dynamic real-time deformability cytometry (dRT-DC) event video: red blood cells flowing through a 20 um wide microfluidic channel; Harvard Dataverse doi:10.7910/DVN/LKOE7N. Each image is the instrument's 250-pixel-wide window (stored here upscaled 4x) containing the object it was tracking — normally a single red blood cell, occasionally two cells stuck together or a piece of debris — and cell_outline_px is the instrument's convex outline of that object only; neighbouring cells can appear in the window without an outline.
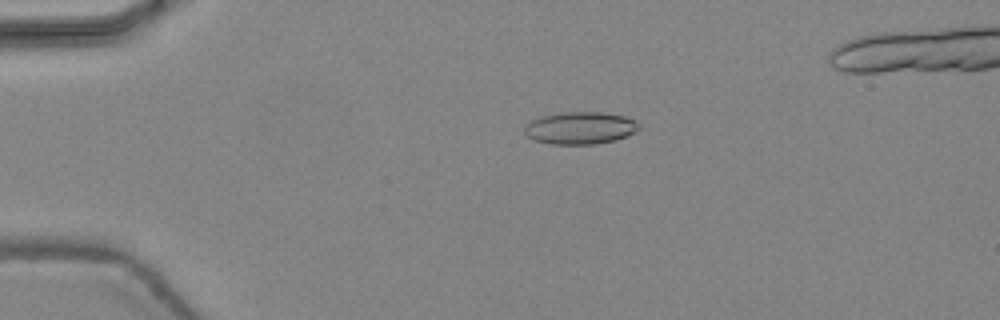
{"species": "common noctule bat (a hibernating species)", "species_latin": "Nyctalus noctula", "temperature_condition": "warm", "stored_images_in_passage": 46, "camera_frame_rate_fps": 3000, "um_per_image_px": 0.085, "animal": {"sex": "female", "body_mass_g": 24.6, "forearm_length_mm": 56.2}, "frame": {"image": 1, "passage_image": 11, "time_ms": 3.333, "image_size_px": [1000, 320], "cell_outline_px": [[640, 128], [636, 132], [628, 136], [616, 140], [596, 144], [548, 144], [532, 140], [524, 132], [524, 124], [540, 116], [560, 112], [604, 112], [624, 116], [636, 120], [640, 124]], "centroid_in_image_um": [49.32, 10.88], "position_along_channel_um": 35.7, "area_um2": 22.02}}
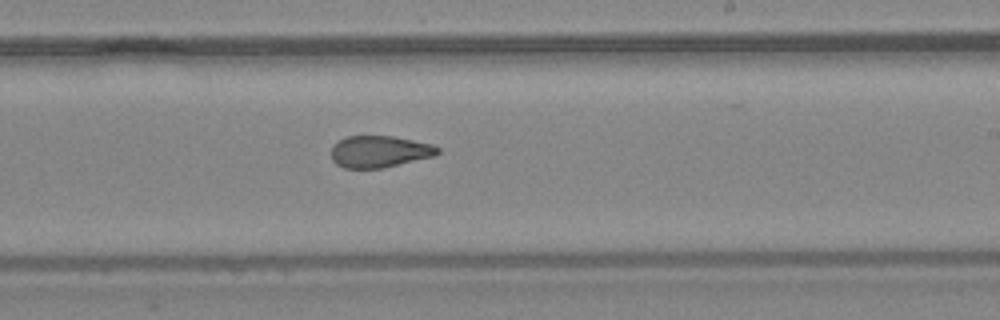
{"frame": {"image": 2, "passage_image": 29, "time_ms": 9.333, "image_size_px": [1000, 320], "cell_outline_px": [[440, 152], [436, 156], [384, 168], [344, 168], [336, 164], [332, 160], [332, 144], [348, 136], [392, 136], [432, 144], [440, 148]], "centroid_in_image_um": [32.28, 12.89], "position_along_channel_um": 256.7, "area_um2": 19.83}}
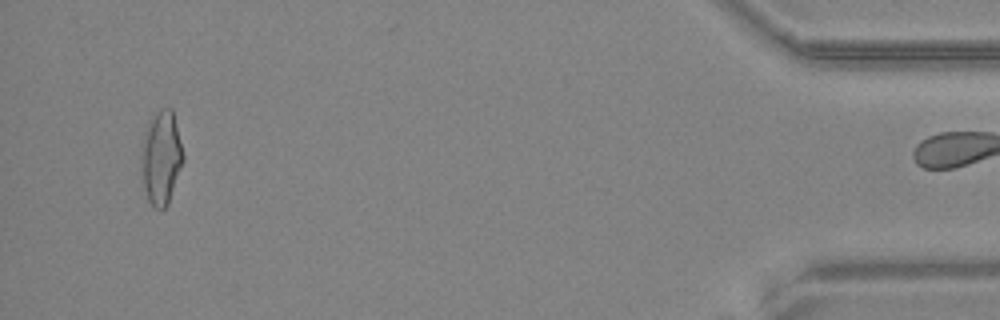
{"frame": {"image": 3, "passage_image": 45, "time_ms": 14.667, "image_size_px": [1000, 320], "cell_outline_px": [[184, 160], [168, 204], [164, 208], [156, 208], [148, 200], [144, 188], [140, 172], [140, 148], [144, 132], [148, 120], [160, 108], [172, 108], [184, 156]], "centroid_in_image_um": [13.66, 13.38], "position_along_channel_um": 421.5, "area_um2": 23.24}, "authors_computed_cell_mechanics": {"area_um2": 21.2126, "velocity_mm_per_s": 4.494, "shape_relaxation_time_tau1_ms": 10.5535, "shape_relaxation_time_tau2_ms": 1.5954, "deformation_change_tau1": 0.2559, "deformation_change_tau2": 0.0862}}